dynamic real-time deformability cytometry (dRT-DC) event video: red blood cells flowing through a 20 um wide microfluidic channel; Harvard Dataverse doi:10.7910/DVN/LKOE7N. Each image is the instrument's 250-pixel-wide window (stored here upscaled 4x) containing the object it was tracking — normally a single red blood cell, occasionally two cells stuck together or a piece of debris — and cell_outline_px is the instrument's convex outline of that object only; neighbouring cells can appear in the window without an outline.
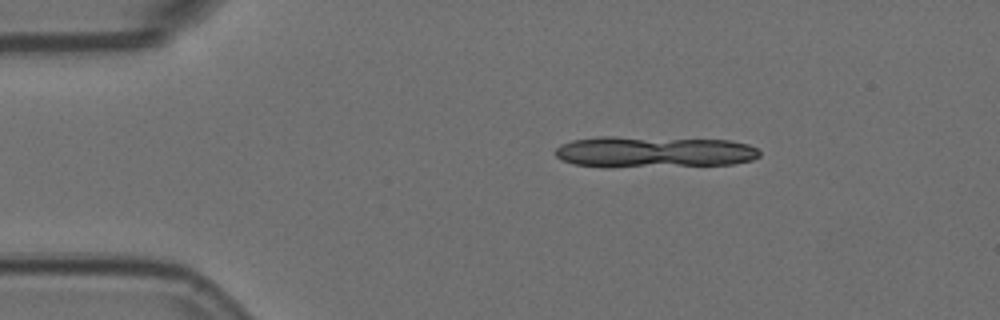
{"species": "Egyptian fruit bat (a non-hibernating species)", "species_latin": "Rousettus aegyptiacus", "temperature_condition": "room temperature", "stored_images_in_passage": 4, "segment_of_instrument_passage": [1, 2], "camera_frame_rate_fps": 3000, "um_per_image_px": 0.085, "animal": {"sex": "female"}, "frame": {"image": 1, "passage_image": 1, "time_ms": 0.0, "image_size_px": [1000, 320], "cell_outline_px": [[760, 156], [752, 160], [732, 164], [576, 164], [560, 160], [556, 156], [556, 148], [560, 144], [572, 140], [596, 136], [616, 136], [732, 140], [748, 144], [756, 148], [760, 152]], "centroid_in_image_um": [55.63, 12.84], "position_along_channel_um": 29.4, "area_um2": 35.72}}